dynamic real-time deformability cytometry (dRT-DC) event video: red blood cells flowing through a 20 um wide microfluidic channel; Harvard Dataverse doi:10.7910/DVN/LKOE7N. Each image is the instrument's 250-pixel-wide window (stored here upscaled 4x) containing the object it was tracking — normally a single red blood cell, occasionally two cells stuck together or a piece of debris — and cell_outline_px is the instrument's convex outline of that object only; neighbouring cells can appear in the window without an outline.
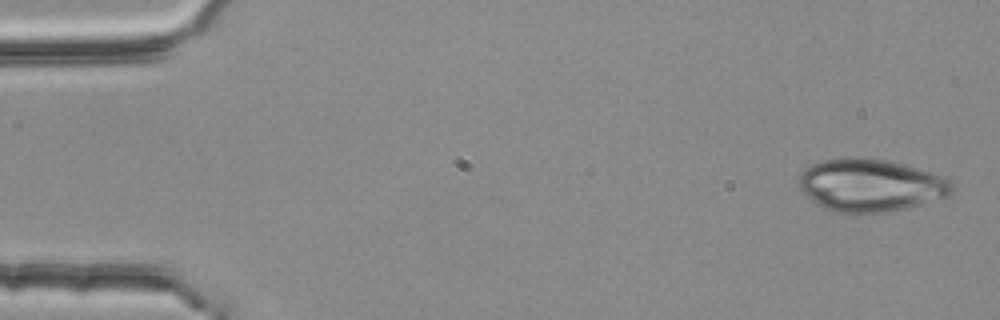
{"species": "common noctule bat (a hibernating species)", "species_latin": "Nyctalus noctula", "temperature_condition": "room temperature", "stored_images_in_passage": 4, "camera_frame_rate_fps": 3000, "um_per_image_px": 0.085, "animal": {"sex": "female", "body_mass_g": 25.1}, "frame": {"image": 1, "passage_image": 1, "time_ms": 0.0, "image_size_px": [1000, 320], "cell_outline_px": [[956, 188], [952, 196], [904, 208], [880, 212], [836, 212], [824, 208], [812, 200], [800, 188], [800, 172], [812, 164], [824, 160], [848, 156], [852, 156], [892, 160], [940, 176], [948, 180]], "centroid_in_image_um": [74.02, 15.72], "position_along_channel_um": 11.0, "area_um2": 46.76}}